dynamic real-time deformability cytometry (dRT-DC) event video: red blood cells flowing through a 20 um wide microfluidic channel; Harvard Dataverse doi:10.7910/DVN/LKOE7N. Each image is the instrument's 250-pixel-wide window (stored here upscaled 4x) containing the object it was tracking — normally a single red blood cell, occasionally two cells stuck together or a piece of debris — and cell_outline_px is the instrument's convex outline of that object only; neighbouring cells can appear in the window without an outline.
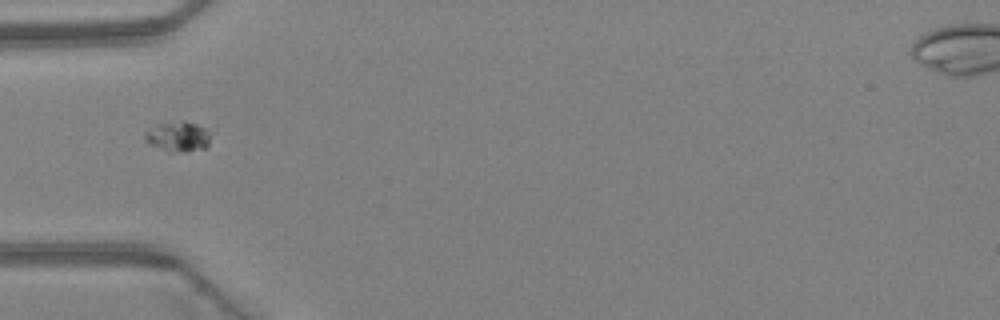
{"species": "Egyptian fruit bat (a non-hibernating species)", "species_latin": "Rousettus aegyptiacus", "temperature_condition": "warm", "stored_images_in_passage": 1, "camera_frame_rate_fps": 3000, "um_per_image_px": 0.085, "animal": {"sex": "female"}, "frame": {"image": 1, "passage_image": 1, "time_ms": 0.0, "image_size_px": [1000, 320], "cell_outline_px": [[208, 144], [204, 148], [188, 152], [168, 152], [148, 144], [144, 140], [144, 136], [156, 124], [184, 120], [196, 124], [204, 128], [208, 132]], "centroid_in_image_um": [15.1, 11.62], "position_along_channel_um": 69.9, "area_um2": 11.44}}